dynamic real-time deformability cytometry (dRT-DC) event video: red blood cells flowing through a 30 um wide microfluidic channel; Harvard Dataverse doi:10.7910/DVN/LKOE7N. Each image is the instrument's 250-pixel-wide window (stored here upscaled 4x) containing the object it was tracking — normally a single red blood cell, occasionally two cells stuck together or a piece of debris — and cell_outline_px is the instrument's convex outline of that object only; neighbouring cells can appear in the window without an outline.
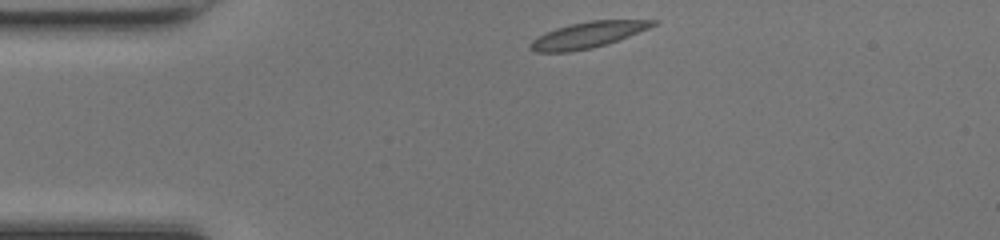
{"species": "common noctule bat (a hibernating species)", "species_latin": "Nyctalus noctula", "temperature_condition": "room temperature", "stored_images_in_passage": 40, "camera_frame_rate_fps": 3000, "um_per_image_px": 0.085, "animal": {"sex": "female", "body_mass_g": 17.0, "forearm_length_mm": 48.0}, "frame": {"image": 1, "passage_image": 1, "time_ms": 0.0, "image_size_px": [1000, 240], "cell_outline_px": [[660, 20], [656, 24], [648, 28], [608, 44], [592, 48], [568, 52], [536, 52], [528, 48], [528, 44], [536, 36], [556, 28], [588, 20]], "centroid_in_image_um": [49.91, 2.97], "position_along_channel_um": 35.1, "area_um2": 18.55}}
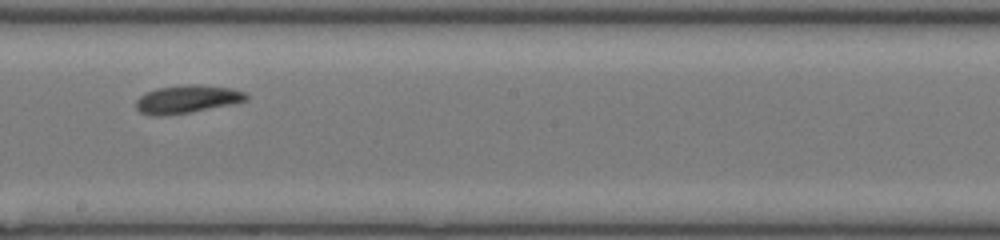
{"frame": {"image": 2, "passage_image": 18, "time_ms": 5.667, "image_size_px": [1000, 240], "cell_outline_px": [[248, 100], [188, 112], [164, 116], [148, 116], [140, 112], [136, 108], [136, 100], [144, 92], [156, 88], [188, 84], [200, 84], [232, 88], [244, 92], [248, 96]], "centroid_in_image_um": [15.83, 8.42], "position_along_channel_um": 232.4, "area_um2": 17.98}}
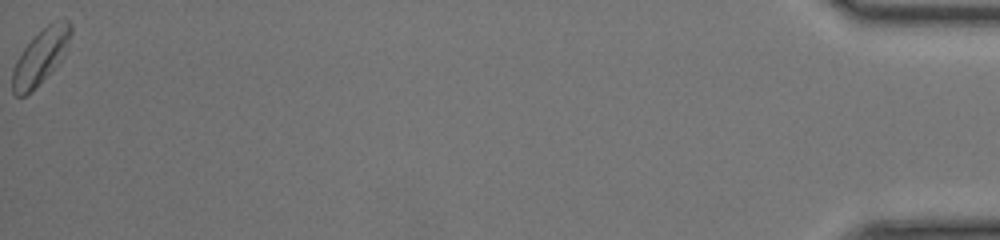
{"frame": {"image": 3, "passage_image": 40, "time_ms": 13.0, "image_size_px": [1000, 240], "cell_outline_px": [[72, 32], [68, 48], [60, 60], [32, 92], [24, 96], [16, 96], [12, 92], [12, 68], [16, 60], [24, 48], [48, 24], [68, 20], [72, 24]], "centroid_in_image_um": [3.44, 4.86], "position_along_channel_um": 431.8, "area_um2": 18.32}, "authors_computed_cell_mechanics": {"area_um2": 17.6868, "velocity_mm_per_s": 4.1991, "shape_relaxation_time_tau1_ms": 4.3407, "shape_relaxation_time_tau2_ms": 8.3165, "deformation_change_tau1": 0.1461, "deformation_change_tau2": 0.1178}}